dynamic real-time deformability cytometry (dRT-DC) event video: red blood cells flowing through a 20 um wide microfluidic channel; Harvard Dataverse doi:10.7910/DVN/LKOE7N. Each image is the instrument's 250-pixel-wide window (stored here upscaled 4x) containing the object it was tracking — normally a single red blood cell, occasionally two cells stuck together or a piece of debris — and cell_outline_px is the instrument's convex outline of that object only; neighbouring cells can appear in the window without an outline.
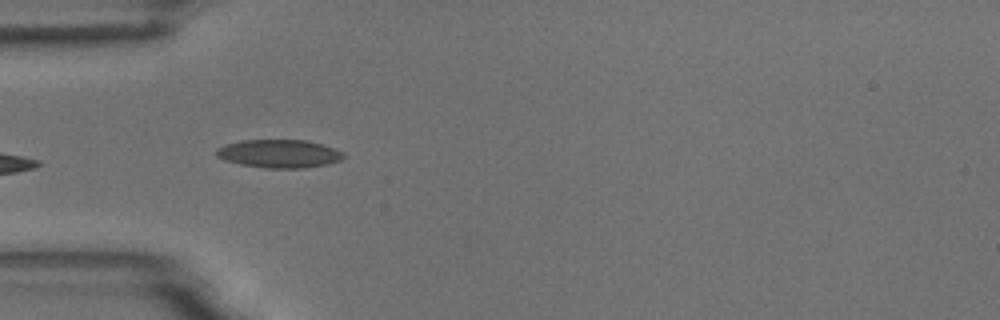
{"species": "common noctule bat (a hibernating species)", "species_latin": "Nyctalus noctula", "temperature_condition": "room temperature", "stored_images_in_passage": 5, "camera_frame_rate_fps": 3000, "um_per_image_px": 0.085, "animal": {"sex": "male", "body_mass_g": 18.8}, "frame": {"image": 1, "passage_image": 4, "time_ms": 4.333, "image_size_px": [1000, 320], "cell_outline_px": [[344, 156], [340, 160], [328, 164], [304, 168], [268, 168], [240, 164], [224, 160], [216, 156], [216, 148], [224, 144], [240, 140], [308, 140], [344, 152]], "centroid_in_image_um": [23.69, 13.06], "position_along_channel_um": 61.3, "area_um2": 20.92}}